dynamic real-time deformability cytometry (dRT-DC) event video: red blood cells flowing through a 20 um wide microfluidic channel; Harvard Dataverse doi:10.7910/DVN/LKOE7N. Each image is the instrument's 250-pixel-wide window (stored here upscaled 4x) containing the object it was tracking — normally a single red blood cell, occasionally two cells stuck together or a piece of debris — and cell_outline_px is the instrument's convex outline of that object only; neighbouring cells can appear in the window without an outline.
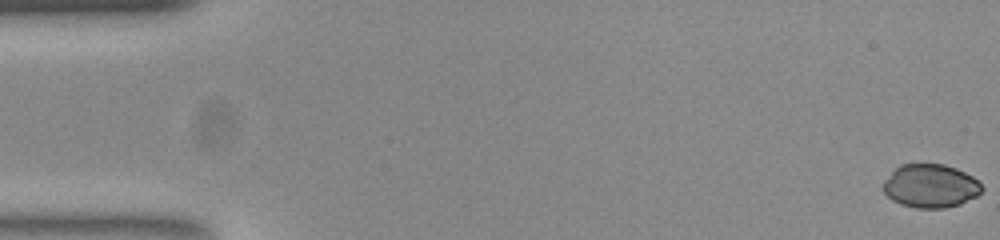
{"species": "common noctule bat (a hibernating species)", "species_latin": "Nyctalus noctula", "temperature_condition": "room temperature", "stored_images_in_passage": 54, "camera_frame_rate_fps": 3000, "um_per_image_px": 0.085, "animal": {"sex": "female", "body_mass_g": 23.0, "forearm_length_mm": 53.4}, "frame": {"image": 1, "passage_image": 1, "time_ms": 0.0, "image_size_px": [1000, 240], "cell_outline_px": [[984, 188], [976, 196], [960, 204], [944, 208], [916, 208], [900, 204], [892, 200], [884, 192], [884, 180], [900, 164], [944, 164], [956, 168], [972, 176]], "centroid_in_image_um": [79.09, 15.81], "position_along_channel_um": 5.9, "area_um2": 24.85}}
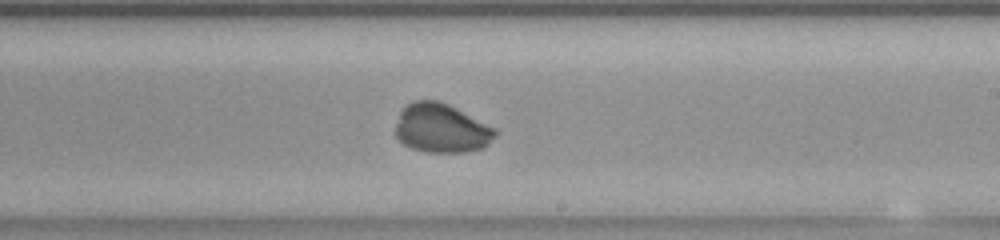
{"frame": {"image": 2, "passage_image": 32, "time_ms": 10.333, "image_size_px": [1000, 240], "cell_outline_px": [[496, 136], [488, 144], [480, 148], [468, 152], [428, 152], [412, 148], [404, 144], [396, 136], [396, 124], [400, 112], [412, 100], [436, 100], [448, 104], [496, 128]], "centroid_in_image_um": [37.52, 10.9], "position_along_channel_um": 251.5, "area_um2": 28.32}}
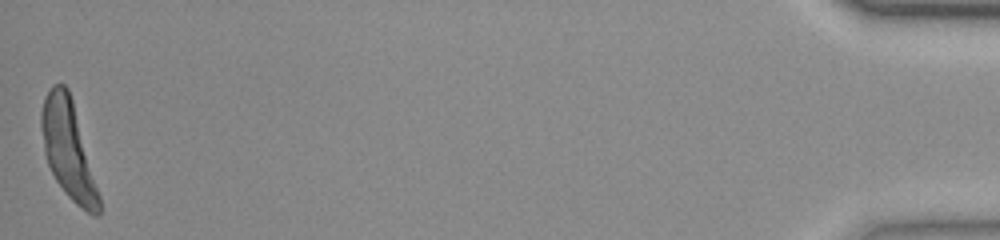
{"frame": {"image": 3, "passage_image": 54, "time_ms": 17.667, "image_size_px": [1000, 240], "cell_outline_px": [[100, 216], [92, 216], [80, 208], [64, 192], [56, 180], [48, 164], [44, 152], [40, 124], [40, 112], [44, 96], [52, 84], [64, 84], [68, 88], [72, 100], [100, 196]], "centroid_in_image_um": [5.78, 12.72], "position_along_channel_um": 429.4, "area_um2": 32.6}, "authors_computed_cell_mechanics": {"area_um2": 29.3913, "velocity_mm_per_s": 3.7965, "shape_relaxation_time_tau1_ms": 4.2752, "shape_relaxation_time_tau2_ms": 3.2314, "deformation_change_tau1": 0.2304, "deformation_change_tau2": 0.0374}}